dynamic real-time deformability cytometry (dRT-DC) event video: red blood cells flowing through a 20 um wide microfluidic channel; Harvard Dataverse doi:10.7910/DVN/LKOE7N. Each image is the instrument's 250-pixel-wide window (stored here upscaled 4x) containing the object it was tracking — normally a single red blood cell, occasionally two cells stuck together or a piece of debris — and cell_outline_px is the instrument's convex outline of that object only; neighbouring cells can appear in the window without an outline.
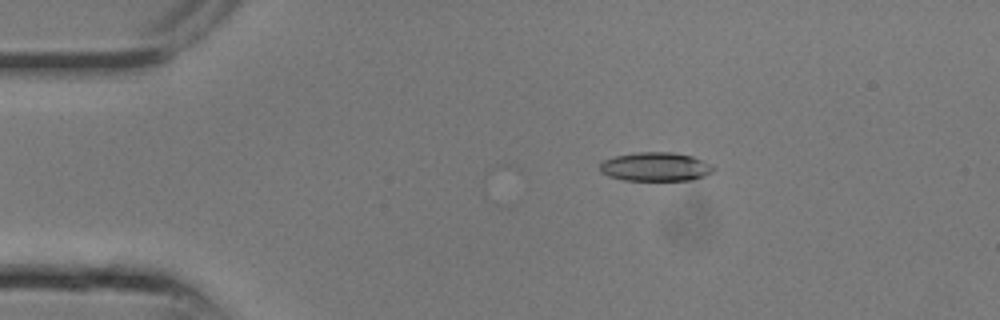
{"species": "common noctule bat (a hibernating species)", "species_latin": "Nyctalus noctula", "temperature_condition": "room temperature", "stored_images_in_passage": 12, "camera_frame_rate_fps": 3000, "um_per_image_px": 0.085, "animal": {"sex": "male", "body_mass_g": 13.3}, "frame": {"image": 1, "passage_image": 5, "time_ms": 1.333, "image_size_px": [1000, 320], "cell_outline_px": [[716, 168], [712, 172], [704, 176], [692, 180], [624, 180], [608, 176], [600, 172], [600, 164], [604, 160], [616, 156], [636, 152], [672, 152], [692, 156]], "centroid_in_image_um": [55.7, 14.18], "position_along_channel_um": 29.3, "area_um2": 18.96}}
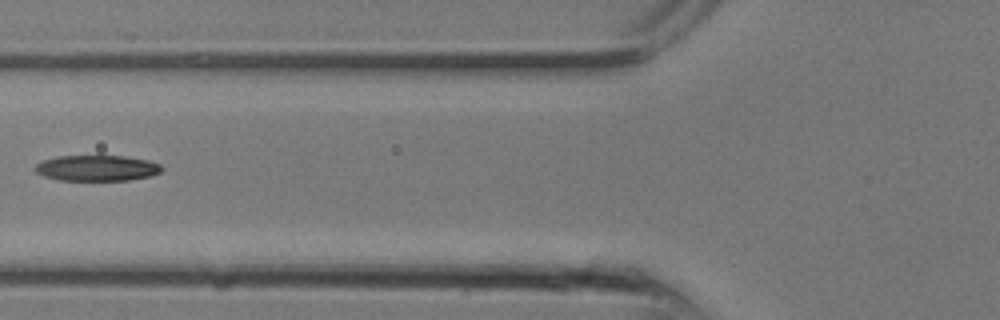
{"frame": {"image": 2, "passage_image": 10, "time_ms": 3.0, "image_size_px": [1000, 320], "cell_outline_px": [[164, 168], [160, 172], [148, 176], [128, 180], [60, 180], [44, 176], [36, 172], [32, 168], [36, 164], [44, 160], [56, 156], [124, 156], [148, 160], [160, 164]], "centroid_in_image_um": [8.22, 14.28], "position_along_channel_um": 117.6, "area_um2": 18.96}}
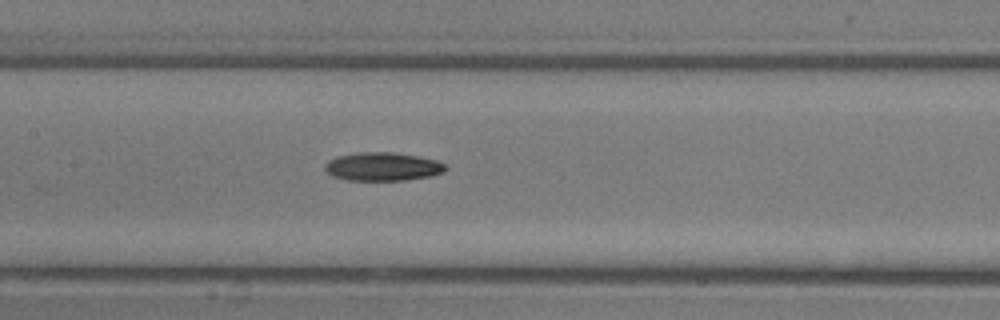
{"frame": {"image": 3, "passage_image": 12, "time_ms": 3.667, "image_size_px": [1000, 320], "cell_outline_px": [[448, 168], [444, 172], [432, 176], [408, 180], [348, 180], [332, 176], [324, 168], [324, 164], [328, 160], [340, 156], [360, 152], [392, 152], [416, 156], [436, 160], [444, 164]], "centroid_in_image_um": [32.54, 14.17], "position_along_channel_um": 174.9, "area_um2": 19.94}}